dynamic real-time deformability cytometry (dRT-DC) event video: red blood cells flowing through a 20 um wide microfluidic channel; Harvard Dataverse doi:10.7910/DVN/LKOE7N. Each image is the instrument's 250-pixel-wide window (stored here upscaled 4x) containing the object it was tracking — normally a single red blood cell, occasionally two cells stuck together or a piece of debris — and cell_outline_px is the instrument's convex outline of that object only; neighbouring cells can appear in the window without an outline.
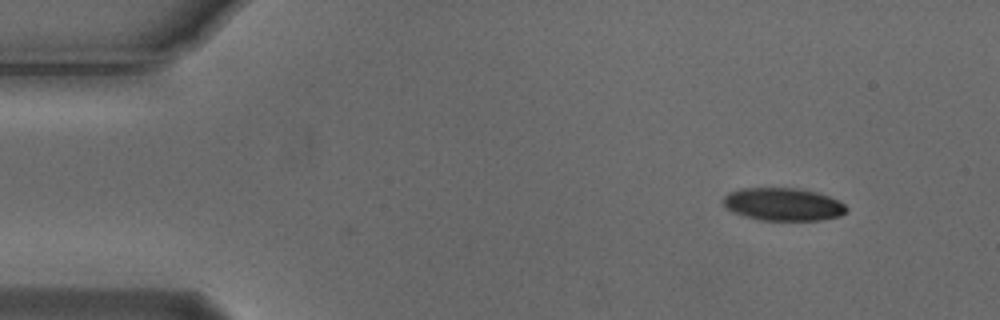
{"species": "Egyptian fruit bat (a non-hibernating species)", "species_latin": "Rousettus aegyptiacus", "temperature_condition": "cold", "stored_images_in_passage": 2, "camera_frame_rate_fps": 3000, "um_per_image_px": 0.085, "animal": {"sex": "male"}, "frame": {"image": 1, "passage_image": 2, "time_ms": 0.333, "image_size_px": [1000, 320], "cell_outline_px": [[848, 212], [840, 216], [820, 220], [760, 220], [744, 216], [732, 212], [724, 204], [724, 196], [728, 192], [740, 188], [800, 188], [816, 192], [840, 200], [848, 208]], "centroid_in_image_um": [66.59, 17.36], "position_along_channel_um": 18.4, "area_um2": 23.7}}